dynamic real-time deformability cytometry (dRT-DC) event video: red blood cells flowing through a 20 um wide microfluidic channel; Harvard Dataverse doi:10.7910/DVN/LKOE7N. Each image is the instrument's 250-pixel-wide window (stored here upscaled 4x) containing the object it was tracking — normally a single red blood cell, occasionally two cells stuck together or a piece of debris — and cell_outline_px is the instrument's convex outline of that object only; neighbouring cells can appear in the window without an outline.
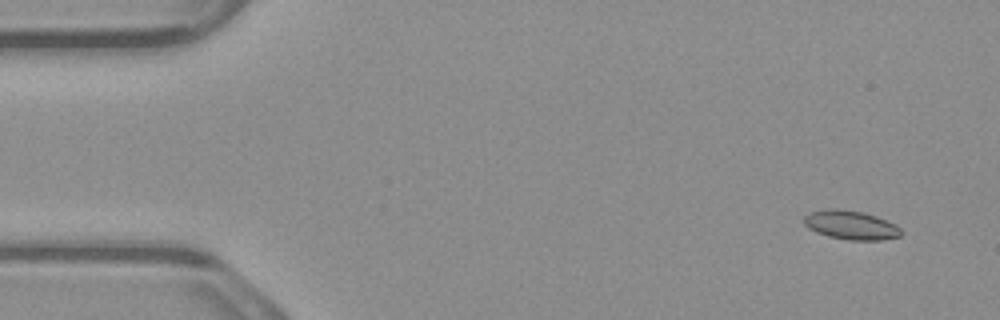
{"species": "common noctule bat (a hibernating species)", "species_latin": "Nyctalus noctula", "temperature_condition": "warm", "stored_images_in_passage": 4, "camera_frame_rate_fps": 3000, "um_per_image_px": 0.085, "animal": {"sex": "male", "body_mass_g": 23.1, "forearm_length_mm": 52.7}, "frame": {"image": 1, "passage_image": 2, "time_ms": 0.333, "image_size_px": [1000, 320], "cell_outline_px": [[904, 232], [900, 236], [880, 240], [848, 240], [828, 236], [816, 232], [808, 228], [804, 224], [804, 216], [812, 212], [828, 208], [836, 208], [864, 212], [876, 216], [896, 224]], "centroid_in_image_um": [72.34, 19.13], "position_along_channel_um": 12.7, "area_um2": 16.47}}